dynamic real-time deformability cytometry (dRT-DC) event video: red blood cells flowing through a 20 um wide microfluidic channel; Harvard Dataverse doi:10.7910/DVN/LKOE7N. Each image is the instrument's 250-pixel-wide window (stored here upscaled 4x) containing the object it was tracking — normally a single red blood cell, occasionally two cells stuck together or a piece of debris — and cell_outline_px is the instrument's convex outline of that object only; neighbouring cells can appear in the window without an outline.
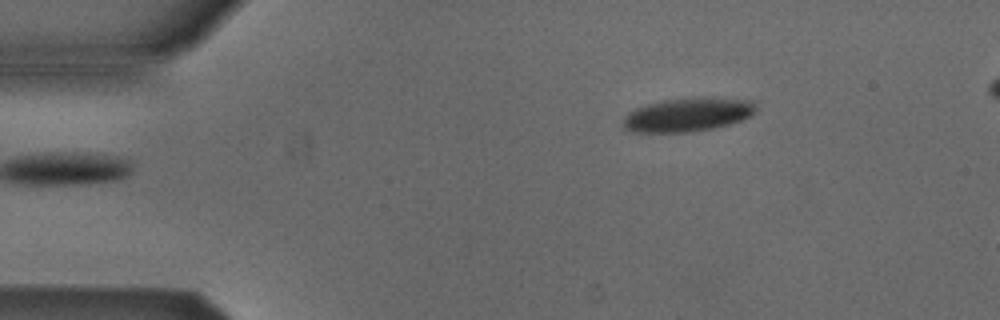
{"species": "Egyptian fruit bat (a non-hibernating species)", "species_latin": "Rousettus aegyptiacus", "temperature_condition": "cold", "stored_images_in_passage": 4, "camera_frame_rate_fps": 3000, "um_per_image_px": 0.085, "animal": {"sex": "male"}, "frame": {"image": 1, "passage_image": 4, "time_ms": 1.0, "image_size_px": [1000, 320], "cell_outline_px": [[756, 112], [752, 116], [728, 124], [712, 128], [692, 132], [632, 132], [624, 128], [624, 116], [628, 112], [636, 108], [648, 104], [664, 100], [756, 100]], "centroid_in_image_um": [58.43, 9.8], "position_along_channel_um": 26.6, "area_um2": 25.09}}